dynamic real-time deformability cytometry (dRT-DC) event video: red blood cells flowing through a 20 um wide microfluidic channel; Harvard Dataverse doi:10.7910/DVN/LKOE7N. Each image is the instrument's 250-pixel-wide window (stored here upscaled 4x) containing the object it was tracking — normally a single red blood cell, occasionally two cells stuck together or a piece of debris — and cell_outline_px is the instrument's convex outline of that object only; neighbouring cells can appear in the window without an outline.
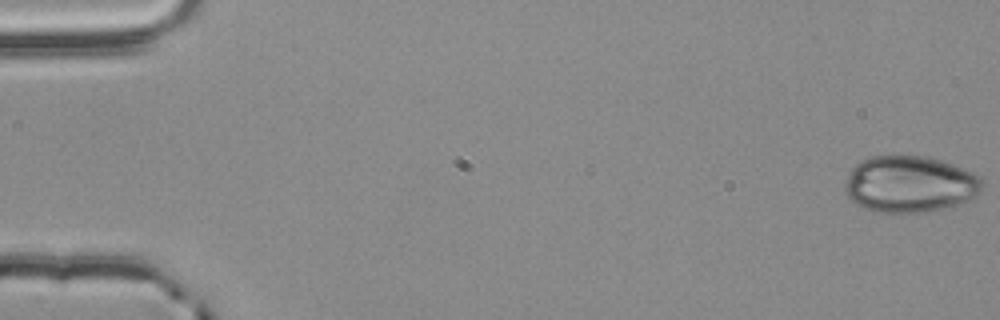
{"species": "common noctule bat (a hibernating species)", "species_latin": "Nyctalus noctula", "temperature_condition": "room temperature", "stored_images_in_passage": 56, "camera_frame_rate_fps": 3000, "um_per_image_px": 0.085, "animal": {"sex": "male", "body_mass_g": 20.4}, "frame": {"image": 1, "passage_image": 1, "time_ms": 0.0, "image_size_px": [1000, 320], "cell_outline_px": [[984, 192], [968, 200], [956, 204], [924, 212], [872, 212], [856, 204], [844, 192], [844, 184], [852, 168], [856, 164], [872, 156], [928, 156], [952, 164], [972, 172], [980, 176], [984, 180]], "centroid_in_image_um": [77.35, 15.65], "position_along_channel_um": 7.6, "area_um2": 45.32}}
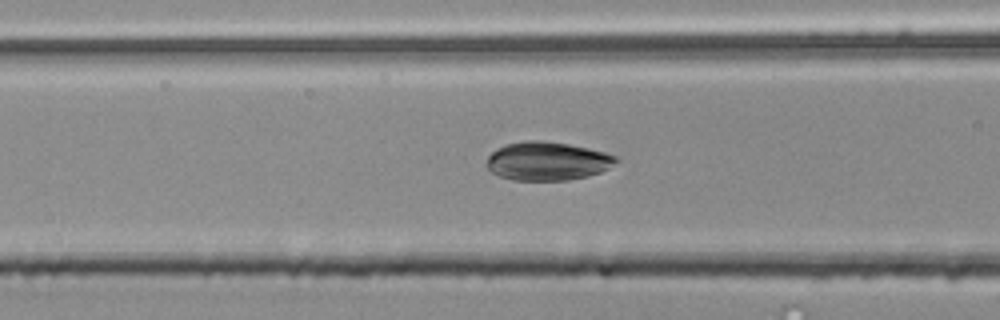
{"frame": {"image": 2, "passage_image": 23, "time_ms": 7.333, "image_size_px": [1000, 320], "cell_outline_px": [[620, 160], [608, 168], [600, 172], [588, 176], [568, 180], [512, 180], [500, 176], [492, 172], [488, 168], [488, 156], [496, 148], [504, 144], [524, 140], [540, 140], [568, 144], [588, 148], [604, 152], [616, 156]], "centroid_in_image_um": [46.52, 13.68], "position_along_channel_um": 120.1, "area_um2": 29.07}}
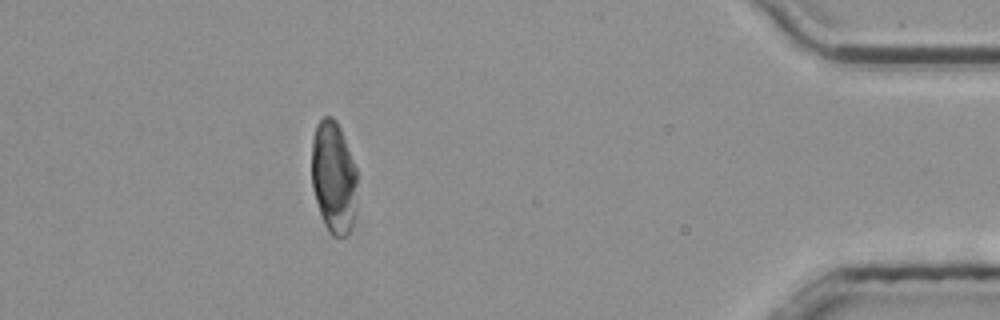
{"frame": {"image": 3, "passage_image": 50, "time_ms": 16.333, "image_size_px": [1000, 320], "cell_outline_px": [[356, 208], [352, 228], [348, 236], [332, 236], [328, 232], [324, 224], [316, 200], [312, 184], [312, 140], [316, 124], [324, 116], [332, 116], [336, 120], [340, 128], [356, 168]], "centroid_in_image_um": [28.36, 15.09], "position_along_channel_um": 406.8, "area_um2": 29.88}}